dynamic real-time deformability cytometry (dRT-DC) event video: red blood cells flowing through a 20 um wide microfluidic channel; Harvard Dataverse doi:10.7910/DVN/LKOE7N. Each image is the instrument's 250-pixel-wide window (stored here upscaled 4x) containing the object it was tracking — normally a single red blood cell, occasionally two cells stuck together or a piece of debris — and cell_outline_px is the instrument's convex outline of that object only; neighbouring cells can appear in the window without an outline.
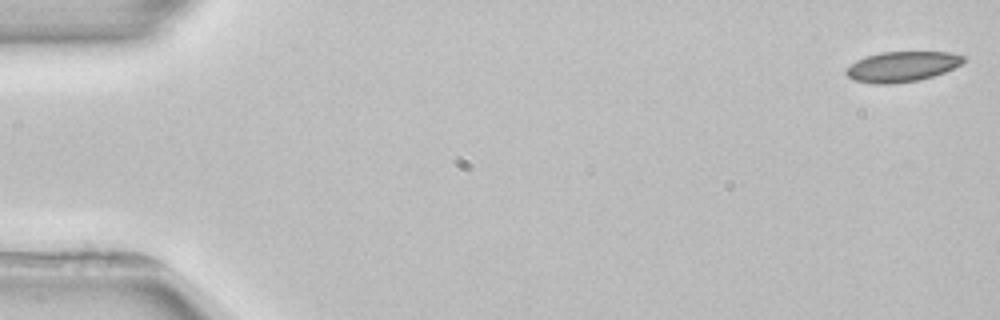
{"species": "common noctule bat (a hibernating species)", "species_latin": "Nyctalus noctula", "temperature_condition": "room temperature", "stored_images_in_passage": 4, "camera_frame_rate_fps": 3000, "um_per_image_px": 0.085, "animal": {"sex": "female", "body_mass_g": 22.7, "forearm_length_mm": 54.2}, "frame": {"image": 1, "passage_image": 1, "time_ms": 0.0, "image_size_px": [1000, 320], "cell_outline_px": [[964, 60], [960, 64], [944, 72], [920, 80], [892, 84], [872, 84], [852, 80], [844, 72], [856, 60], [880, 52], [948, 52], [964, 56]], "centroid_in_image_um": [76.63, 5.67], "position_along_channel_um": 8.4, "area_um2": 20.58}}
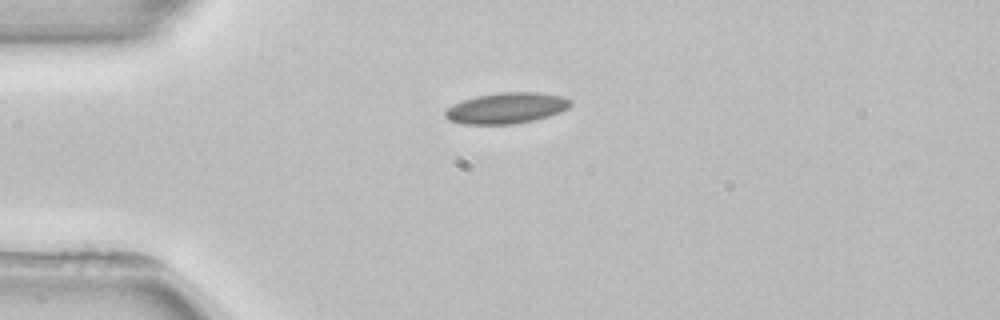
{"frame": {"image": 2, "passage_image": 3, "time_ms": 4.0, "image_size_px": [1000, 320], "cell_outline_px": [[572, 104], [568, 108], [560, 112], [548, 116], [532, 120], [512, 124], [464, 124], [448, 120], [444, 116], [444, 108], [452, 104], [476, 96], [500, 92], [540, 92], [564, 96], [572, 100]], "centroid_in_image_um": [43.03, 9.18], "position_along_channel_um": 42.0, "area_um2": 22.77}}